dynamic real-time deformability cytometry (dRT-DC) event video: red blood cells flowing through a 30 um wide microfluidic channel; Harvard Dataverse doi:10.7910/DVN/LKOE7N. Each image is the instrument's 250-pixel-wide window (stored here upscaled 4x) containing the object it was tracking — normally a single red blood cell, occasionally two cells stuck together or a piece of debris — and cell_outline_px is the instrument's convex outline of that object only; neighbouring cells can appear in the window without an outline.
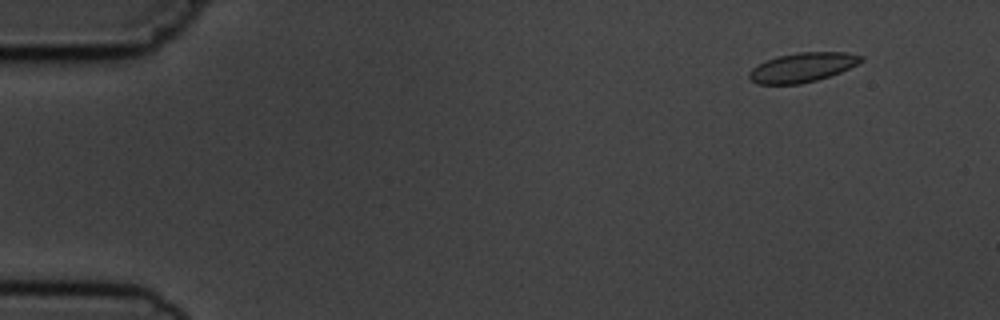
{"species": "common noctule bat (a hibernating species)", "species_latin": "Nyctalus noctula", "temperature_condition": "cold", "stored_images_in_passage": 3, "camera_frame_rate_fps": 3000, "um_per_image_px": 0.085, "animal": {"sex": "male", "body_mass_g": 19.5, "forearm_length_mm": 54.6}, "frame": {"image": 1, "passage_image": 2, "time_ms": 1.0, "image_size_px": [1000, 320], "cell_outline_px": [[864, 60], [840, 72], [816, 80], [800, 84], [756, 84], [748, 76], [748, 72], [752, 68], [768, 60], [780, 56], [800, 52], [848, 52], [864, 56]], "centroid_in_image_um": [68.22, 5.73], "position_along_channel_um": 16.8, "area_um2": 18.9}}